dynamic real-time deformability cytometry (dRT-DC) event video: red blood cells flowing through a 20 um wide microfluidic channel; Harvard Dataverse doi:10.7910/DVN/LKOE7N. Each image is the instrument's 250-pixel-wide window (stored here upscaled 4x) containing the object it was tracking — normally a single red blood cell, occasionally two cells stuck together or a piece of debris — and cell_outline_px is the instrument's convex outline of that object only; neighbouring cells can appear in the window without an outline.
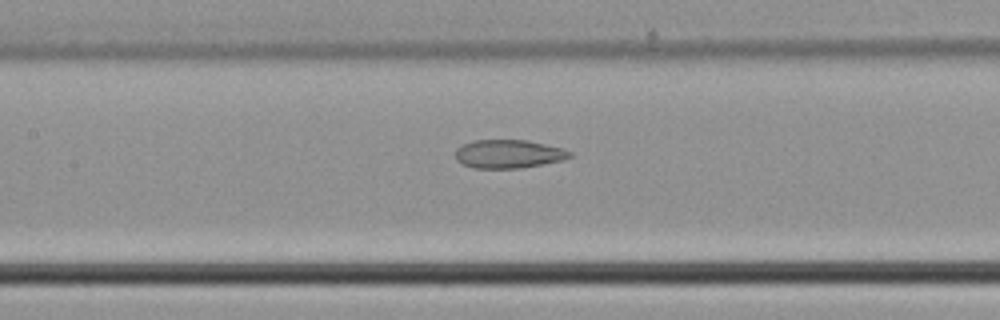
{"species": "common noctule bat (a hibernating species)", "species_latin": "Nyctalus noctula", "temperature_condition": "cold", "stored_images_in_passage": 31, "camera_frame_rate_fps": 3000, "um_per_image_px": 0.085, "animal": {"sex": "male", "body_mass_g": 21.5, "forearm_length_mm": 52.0}, "frame": {"image": 1, "passage_image": 14, "time_ms": 4.333, "image_size_px": [1000, 320], "cell_outline_px": [[572, 156], [560, 160], [520, 168], [472, 168], [460, 164], [456, 160], [456, 148], [464, 144], [476, 140], [528, 140], [560, 148], [572, 152]], "centroid_in_image_um": [43.17, 13.09], "position_along_channel_um": 164.2, "area_um2": 18.79}}
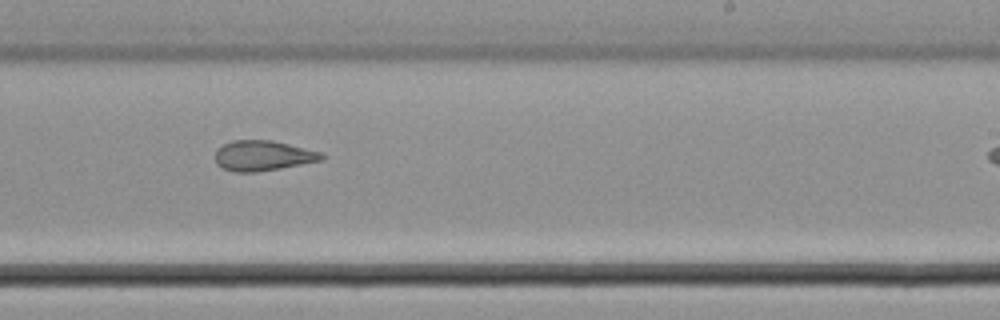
{"frame": {"image": 2, "passage_image": 21, "time_ms": 6.667, "image_size_px": [1000, 320], "cell_outline_px": [[328, 156], [324, 160], [280, 168], [256, 172], [232, 172], [216, 164], [216, 148], [232, 140], [272, 140], [320, 152]], "centroid_in_image_um": [22.35, 13.23], "position_along_channel_um": 266.6, "area_um2": 18.79}}
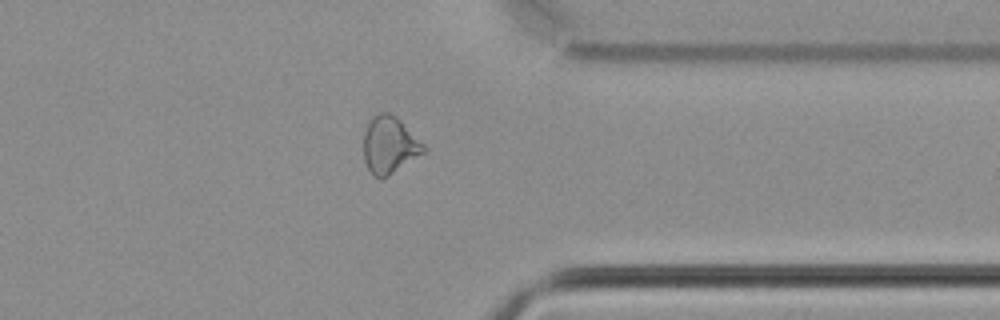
{"frame": {"image": 3, "passage_image": 29, "time_ms": 9.333, "image_size_px": [1000, 320], "cell_outline_px": [[428, 148], [424, 152], [388, 176], [380, 180], [372, 176], [364, 160], [364, 132], [368, 120], [372, 116], [380, 112], [388, 112], [396, 116]], "centroid_in_image_um": [33.08, 12.33], "position_along_channel_um": 378.3, "area_um2": 20.06}}